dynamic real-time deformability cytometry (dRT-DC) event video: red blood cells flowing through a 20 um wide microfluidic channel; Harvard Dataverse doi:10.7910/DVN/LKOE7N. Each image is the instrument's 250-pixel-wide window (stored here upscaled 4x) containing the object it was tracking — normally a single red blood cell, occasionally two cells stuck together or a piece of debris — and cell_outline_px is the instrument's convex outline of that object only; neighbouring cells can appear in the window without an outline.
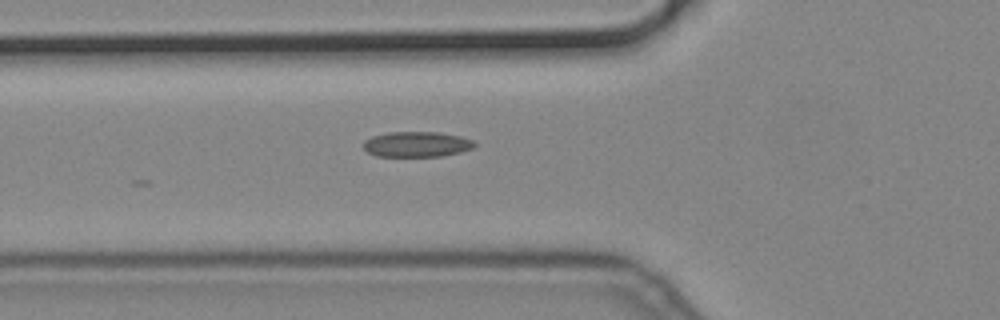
{"species": "common noctule bat (a hibernating species)", "species_latin": "Nyctalus noctula", "temperature_condition": "cold", "stored_images_in_passage": 10, "camera_frame_rate_fps": 3000, "um_per_image_px": 0.085, "animal": {"sex": "male", "body_mass_g": 19.2, "forearm_length_mm": 51.8}, "frame": {"image": 1, "passage_image": 7, "time_ms": 2.0, "image_size_px": [1000, 320], "cell_outline_px": [[476, 144], [472, 148], [460, 152], [440, 156], [376, 156], [368, 152], [364, 148], [364, 140], [372, 136], [388, 132], [440, 132], [460, 136], [472, 140]], "centroid_in_image_um": [35.41, 12.25], "position_along_channel_um": 90.4, "area_um2": 16.36}}
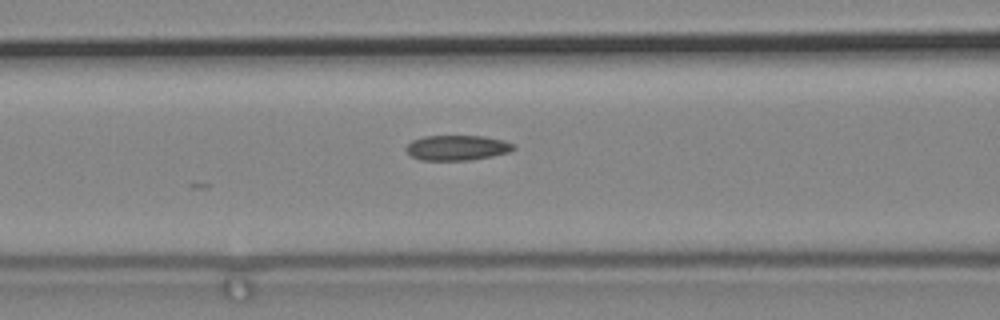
{"frame": {"image": 2, "passage_image": 10, "time_ms": 3.0, "image_size_px": [1000, 320], "cell_outline_px": [[516, 148], [508, 152], [492, 156], [468, 160], [420, 160], [412, 156], [404, 148], [412, 140], [424, 136], [484, 136], [504, 140], [516, 144]], "centroid_in_image_um": [38.87, 12.55], "position_along_channel_um": 127.7, "area_um2": 15.78}}